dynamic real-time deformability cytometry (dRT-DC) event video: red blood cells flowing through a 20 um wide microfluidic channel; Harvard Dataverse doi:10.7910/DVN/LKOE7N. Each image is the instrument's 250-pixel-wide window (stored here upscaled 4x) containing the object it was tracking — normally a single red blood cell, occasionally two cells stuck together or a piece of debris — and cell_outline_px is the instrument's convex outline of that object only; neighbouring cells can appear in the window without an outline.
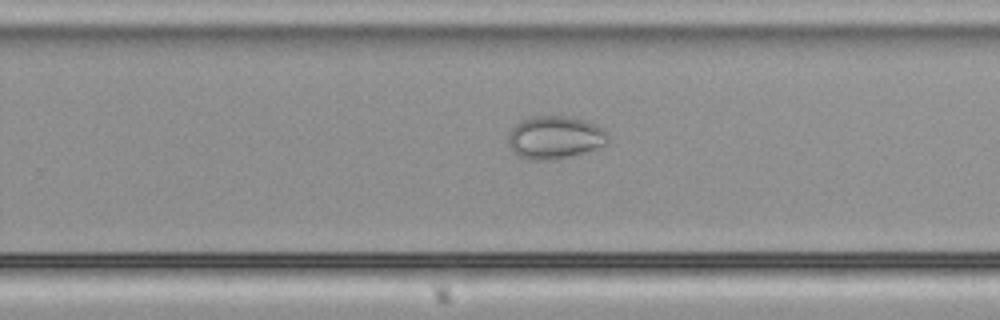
{"species": "common noctule bat (a hibernating species)", "species_latin": "Nyctalus noctula", "temperature_condition": "cold", "stored_images_in_passage": 48, "camera_frame_rate_fps": 3000, "um_per_image_px": 0.085, "animal": {"sex": "male", "body_mass_g": 21.5, "forearm_length_mm": 52.0}, "frame": {"image": 1, "passage_image": 29, "time_ms": 9.333, "image_size_px": [1000, 320], "cell_outline_px": [[608, 140], [604, 144], [596, 148], [584, 152], [568, 156], [548, 160], [528, 160], [516, 156], [508, 148], [508, 132], [520, 120], [532, 116], [568, 116], [584, 120], [596, 124], [604, 128], [608, 136]], "centroid_in_image_um": [47.1, 11.68], "position_along_channel_um": 282.7, "area_um2": 25.14}}
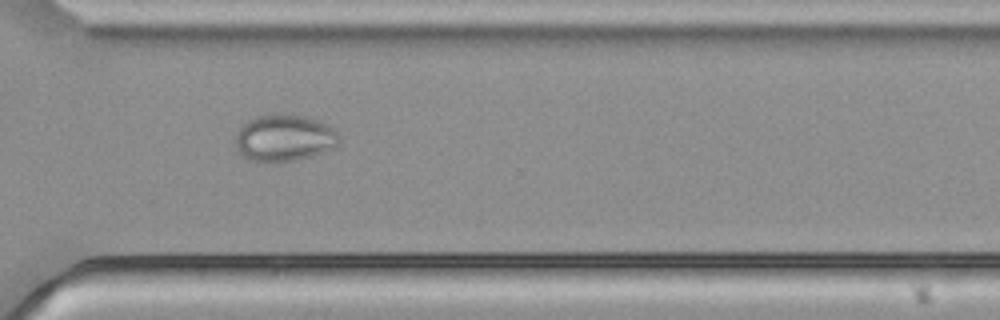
{"frame": {"image": 2, "passage_image": 34, "time_ms": 11.0, "image_size_px": [1000, 320], "cell_outline_px": [[340, 140], [336, 148], [312, 156], [296, 160], [248, 160], [236, 148], [236, 132], [248, 120], [256, 116], [272, 112], [276, 112], [304, 116], [320, 120], [332, 128], [340, 136]], "centroid_in_image_um": [24.19, 11.68], "position_along_channel_um": 346.4, "area_um2": 28.38}}
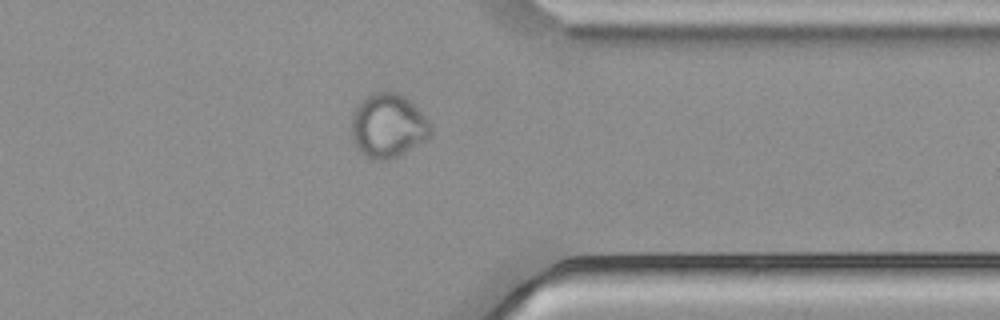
{"frame": {"image": 3, "passage_image": 37, "time_ms": 12.0, "image_size_px": [1000, 320], "cell_outline_px": [[432, 132], [428, 140], [400, 156], [384, 160], [372, 160], [364, 156], [356, 148], [352, 140], [352, 116], [360, 100], [372, 92], [396, 92], [404, 96], [428, 120], [432, 128]], "centroid_in_image_um": [32.98, 10.72], "position_along_channel_um": 378.4, "area_um2": 29.82}}